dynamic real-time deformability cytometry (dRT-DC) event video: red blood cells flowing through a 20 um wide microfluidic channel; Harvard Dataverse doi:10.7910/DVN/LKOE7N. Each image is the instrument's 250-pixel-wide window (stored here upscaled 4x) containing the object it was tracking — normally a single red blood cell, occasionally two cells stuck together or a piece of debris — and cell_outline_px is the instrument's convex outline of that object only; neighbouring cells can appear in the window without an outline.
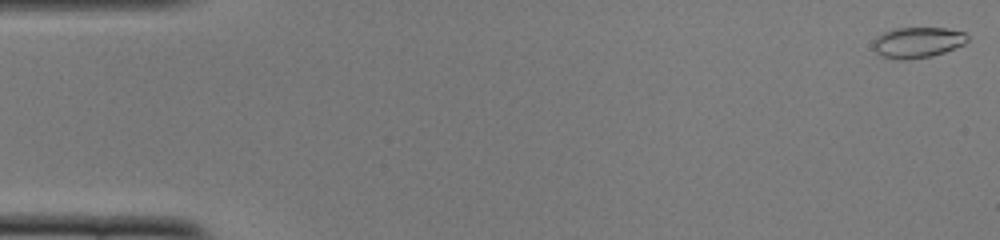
{"species": "common noctule bat (a hibernating species)", "species_latin": "Nyctalus noctula", "temperature_condition": "cold", "stored_images_in_passage": 13, "camera_frame_rate_fps": 3000, "um_per_image_px": 0.085, "animal": {"sex": "female", "body_mass_g": 22.0, "forearm_length_mm": 56.7}, "frame": {"image": 1, "passage_image": 1, "time_ms": 0.0, "image_size_px": [1000, 240], "cell_outline_px": [[968, 40], [964, 44], [944, 52], [932, 56], [904, 60], [900, 60], [880, 56], [872, 48], [872, 44], [876, 36], [884, 32], [896, 28], [944, 28], [964, 32], [968, 36]], "centroid_in_image_um": [77.96, 3.61], "position_along_channel_um": 7.0, "area_um2": 16.94}}